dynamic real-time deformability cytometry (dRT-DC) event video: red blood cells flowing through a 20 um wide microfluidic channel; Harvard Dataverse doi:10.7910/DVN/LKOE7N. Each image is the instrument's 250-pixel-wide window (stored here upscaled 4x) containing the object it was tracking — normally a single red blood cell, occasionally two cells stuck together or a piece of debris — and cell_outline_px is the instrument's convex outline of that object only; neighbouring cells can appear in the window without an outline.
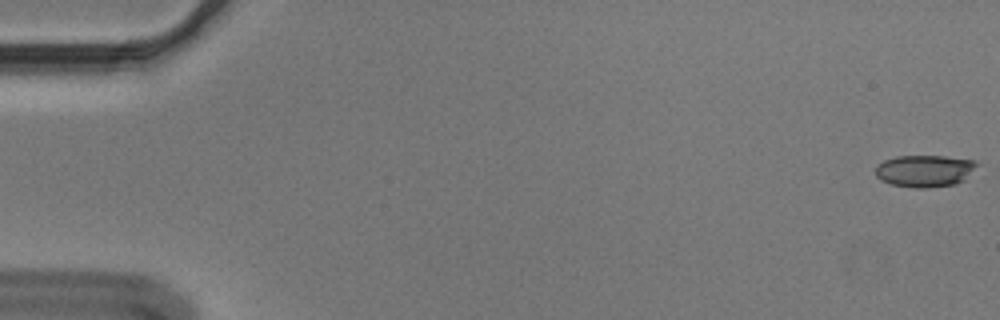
{"species": "Egyptian fruit bat (a non-hibernating species)", "species_latin": "Rousettus aegyptiacus", "temperature_condition": "cold", "stored_images_in_passage": 14, "camera_frame_rate_fps": 3000, "um_per_image_px": 0.085, "animal": {"sex": "male"}, "frame": {"image": 1, "passage_image": 1, "time_ms": 0.0, "image_size_px": [1000, 320], "cell_outline_px": [[980, 164], [964, 180], [956, 184], [928, 188], [916, 188], [892, 184], [880, 180], [876, 176], [876, 168], [884, 160], [896, 156], [944, 156], [976, 160]], "centroid_in_image_um": [78.64, 14.52], "position_along_channel_um": 6.4, "area_um2": 19.02}}